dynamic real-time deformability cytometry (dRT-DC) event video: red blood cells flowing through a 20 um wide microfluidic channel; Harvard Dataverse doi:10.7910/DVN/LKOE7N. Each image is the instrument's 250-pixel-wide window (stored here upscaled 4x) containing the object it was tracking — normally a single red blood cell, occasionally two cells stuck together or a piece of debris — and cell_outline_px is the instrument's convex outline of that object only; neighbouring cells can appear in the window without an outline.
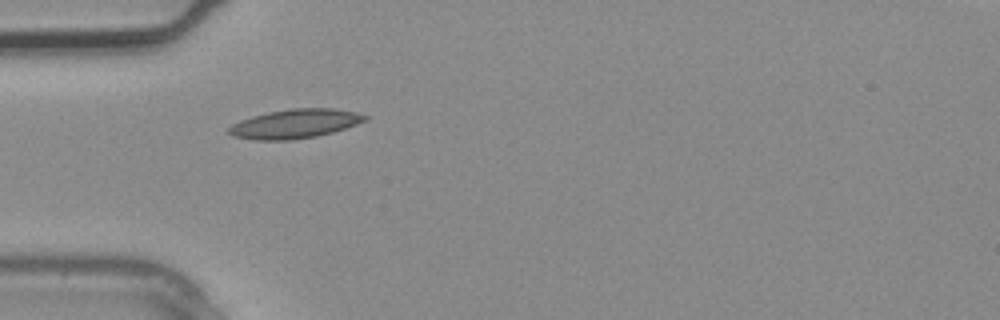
{"species": "common noctule bat (a hibernating species)", "species_latin": "Nyctalus noctula", "temperature_condition": "warm", "stored_images_in_passage": 1, "camera_frame_rate_fps": 3000, "um_per_image_px": 0.085, "animal": {"sex": "male", "body_mass_g": 20.4}, "frame": {"image": 1, "passage_image": 1, "time_ms": 0.0, "image_size_px": [1000, 320], "cell_outline_px": [[368, 120], [332, 132], [316, 136], [292, 140], [256, 140], [232, 136], [228, 132], [228, 128], [232, 124], [240, 120], [252, 116], [268, 112], [292, 108], [332, 108], [356, 112], [368, 116]], "centroid_in_image_um": [25.06, 10.52], "position_along_channel_um": 59.9, "area_um2": 23.06}}